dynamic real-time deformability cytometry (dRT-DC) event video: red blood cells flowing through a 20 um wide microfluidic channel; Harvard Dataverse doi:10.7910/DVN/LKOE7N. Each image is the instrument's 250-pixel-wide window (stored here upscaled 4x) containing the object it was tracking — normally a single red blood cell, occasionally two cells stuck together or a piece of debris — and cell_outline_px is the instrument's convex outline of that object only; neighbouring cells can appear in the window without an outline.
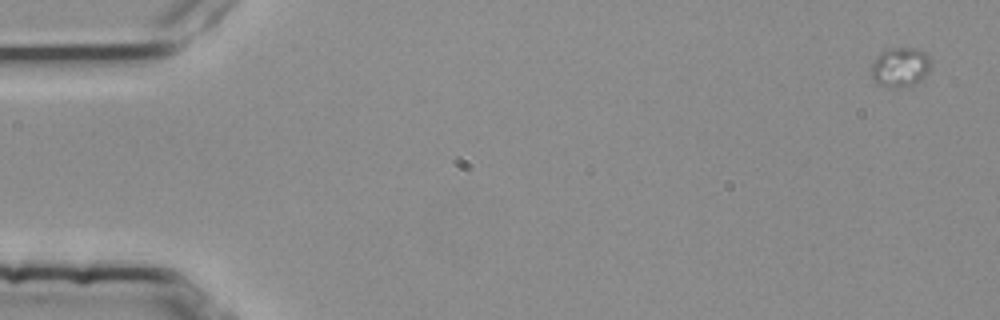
{"species": "common noctule bat (a hibernating species)", "species_latin": "Nyctalus noctula", "temperature_condition": "room temperature", "stored_images_in_passage": 5, "camera_frame_rate_fps": 3000, "um_per_image_px": 0.085, "animal": {"sex": "female", "body_mass_g": 25.1}, "frame": {"image": 1, "passage_image": 1, "time_ms": 0.0, "image_size_px": [1000, 320], "cell_outline_px": [[932, 64], [924, 80], [912, 84], [880, 84], [872, 80], [872, 64], [876, 56], [880, 52], [888, 48], [916, 48], [924, 52], [928, 56]], "centroid_in_image_um": [76.55, 5.64], "position_along_channel_um": 8.4, "area_um2": 13.35}}